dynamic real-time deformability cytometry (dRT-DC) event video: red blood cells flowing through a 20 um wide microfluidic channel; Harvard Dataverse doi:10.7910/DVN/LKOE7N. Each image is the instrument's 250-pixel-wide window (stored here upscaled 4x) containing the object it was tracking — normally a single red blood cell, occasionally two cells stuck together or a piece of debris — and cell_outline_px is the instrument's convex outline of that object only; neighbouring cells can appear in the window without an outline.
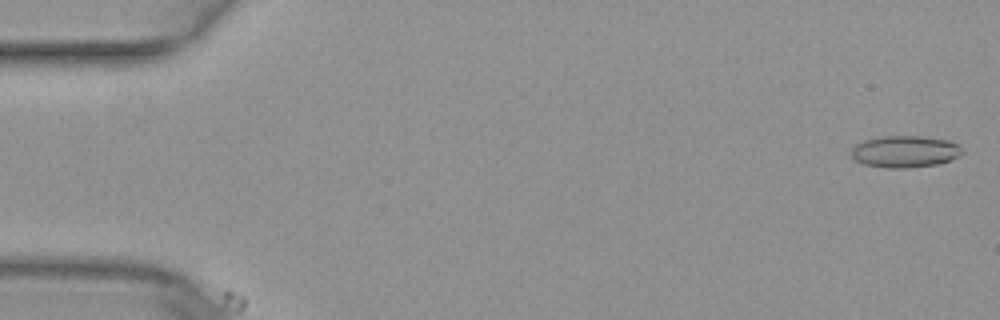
{"species": "common noctule bat (a hibernating species)", "species_latin": "Nyctalus noctula", "temperature_condition": "warm", "stored_images_in_passage": 2, "camera_frame_rate_fps": 3000, "um_per_image_px": 0.085, "animal": {"sex": "female", "body_mass_g": 29.2, "forearm_length_mm": 56.3}, "frame": {"image": 1, "passage_image": 1, "time_ms": 0.0, "image_size_px": [1000, 320], "cell_outline_px": [[964, 152], [960, 156], [952, 160], [936, 164], [908, 168], [888, 168], [864, 164], [856, 160], [852, 156], [852, 148], [856, 144], [864, 140], [880, 136], [924, 136], [952, 140]], "centroid_in_image_um": [76.95, 12.87], "position_along_channel_um": 8.0, "area_um2": 20.69}}